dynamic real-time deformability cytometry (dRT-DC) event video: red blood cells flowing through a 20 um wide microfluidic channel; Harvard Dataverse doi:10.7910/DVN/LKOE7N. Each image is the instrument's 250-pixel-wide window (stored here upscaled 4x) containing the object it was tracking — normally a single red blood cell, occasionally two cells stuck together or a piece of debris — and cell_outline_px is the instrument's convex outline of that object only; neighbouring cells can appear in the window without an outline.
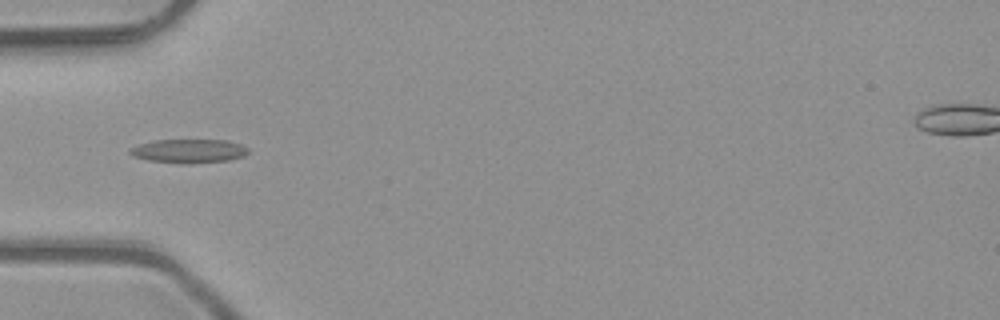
{"species": "common noctule bat (a hibernating species)", "species_latin": "Nyctalus noctula", "temperature_condition": "room temperature", "stored_images_in_passage": 2, "camera_frame_rate_fps": 3000, "um_per_image_px": 0.085, "animal": {"sex": "male", "body_mass_g": 23.1, "forearm_length_mm": 52.7}, "frame": {"image": 1, "passage_image": 1, "time_ms": 0.0, "image_size_px": [1000, 320], "cell_outline_px": [[248, 152], [244, 156], [228, 160], [188, 164], [180, 164], [148, 160], [132, 156], [128, 152], [128, 148], [140, 144], [156, 140], [228, 140], [240, 144], [248, 148]], "centroid_in_image_um": [16.02, 12.84], "position_along_channel_um": 69.0, "area_um2": 16.53}}
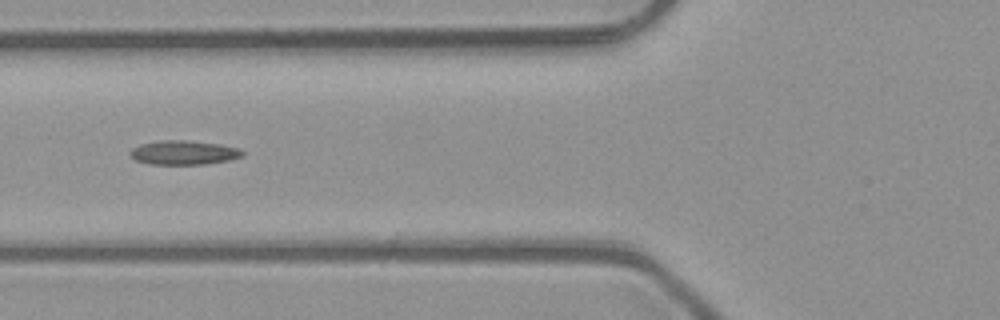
{"frame": {"image": 2, "passage_image": 2, "time_ms": 0.333, "image_size_px": [1000, 320], "cell_outline_px": [[244, 156], [228, 160], [204, 164], [148, 164], [136, 160], [128, 152], [132, 148], [140, 144], [160, 140], [184, 140], [220, 144], [240, 148], [244, 152]], "centroid_in_image_um": [15.62, 12.96], "position_along_channel_um": 110.2, "area_um2": 15.84}}